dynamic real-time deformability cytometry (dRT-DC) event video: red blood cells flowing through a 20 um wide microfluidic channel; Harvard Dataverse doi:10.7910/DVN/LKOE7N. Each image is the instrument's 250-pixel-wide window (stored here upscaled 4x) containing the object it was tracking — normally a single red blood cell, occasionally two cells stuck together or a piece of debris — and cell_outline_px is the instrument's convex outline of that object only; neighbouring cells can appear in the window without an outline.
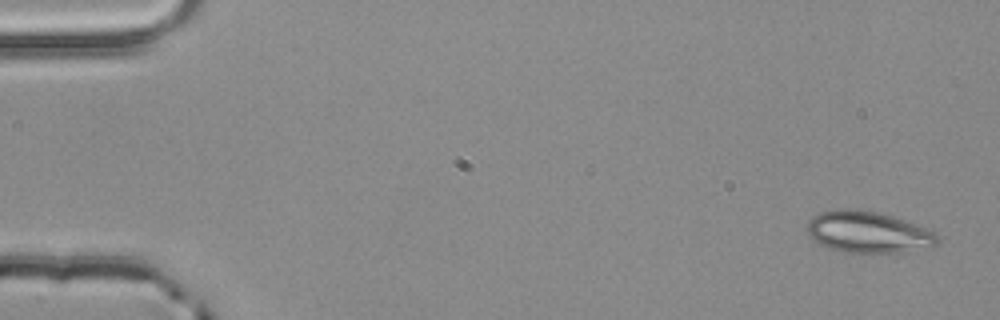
{"species": "common noctule bat (a hibernating species)", "species_latin": "Nyctalus noctula", "temperature_condition": "room temperature", "stored_images_in_passage": 3, "camera_frame_rate_fps": 3000, "um_per_image_px": 0.085, "animal": {"sex": "male", "body_mass_g": 20.4}, "frame": {"image": 1, "passage_image": 1, "time_ms": 0.0, "image_size_px": [1000, 320], "cell_outline_px": [[940, 240], [932, 248], [908, 252], [840, 252], [828, 248], [812, 240], [808, 232], [808, 220], [812, 216], [820, 212], [840, 208], [852, 208], [880, 212], [928, 228], [936, 232], [940, 236]], "centroid_in_image_um": [73.83, 19.73], "position_along_channel_um": 11.2, "area_um2": 32.08}}